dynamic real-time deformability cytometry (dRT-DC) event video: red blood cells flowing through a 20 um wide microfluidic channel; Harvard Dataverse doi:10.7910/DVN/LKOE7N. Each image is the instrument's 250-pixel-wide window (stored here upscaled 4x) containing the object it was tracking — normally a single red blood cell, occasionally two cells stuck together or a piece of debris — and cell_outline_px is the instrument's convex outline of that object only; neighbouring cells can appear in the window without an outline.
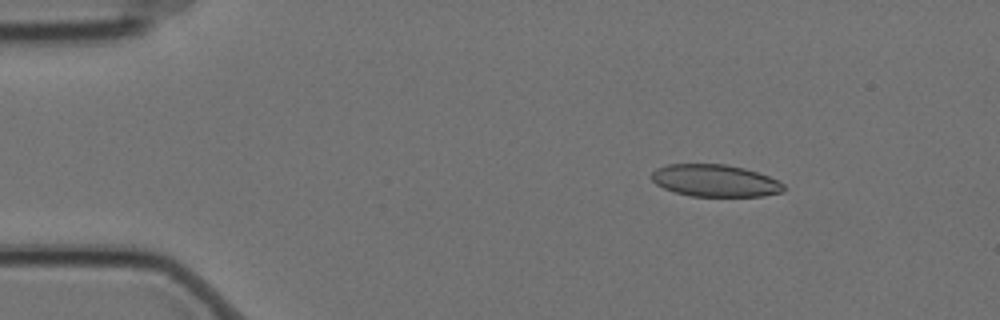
{"species": "Egyptian fruit bat (a non-hibernating species)", "species_latin": "Rousettus aegyptiacus", "temperature_condition": "cold", "stored_images_in_passage": 5, "camera_frame_rate_fps": 3000, "um_per_image_px": 0.085, "animal": {"sex": "female"}, "frame": {"image": 1, "passage_image": 3, "time_ms": 0.667, "image_size_px": [1000, 320], "cell_outline_px": [[784, 192], [764, 196], [692, 196], [676, 192], [664, 188], [656, 184], [652, 180], [652, 172], [656, 168], [668, 164], [724, 164], [744, 168], [768, 176], [784, 184]], "centroid_in_image_um": [60.78, 15.35], "position_along_channel_um": 24.2, "area_um2": 24.62}}